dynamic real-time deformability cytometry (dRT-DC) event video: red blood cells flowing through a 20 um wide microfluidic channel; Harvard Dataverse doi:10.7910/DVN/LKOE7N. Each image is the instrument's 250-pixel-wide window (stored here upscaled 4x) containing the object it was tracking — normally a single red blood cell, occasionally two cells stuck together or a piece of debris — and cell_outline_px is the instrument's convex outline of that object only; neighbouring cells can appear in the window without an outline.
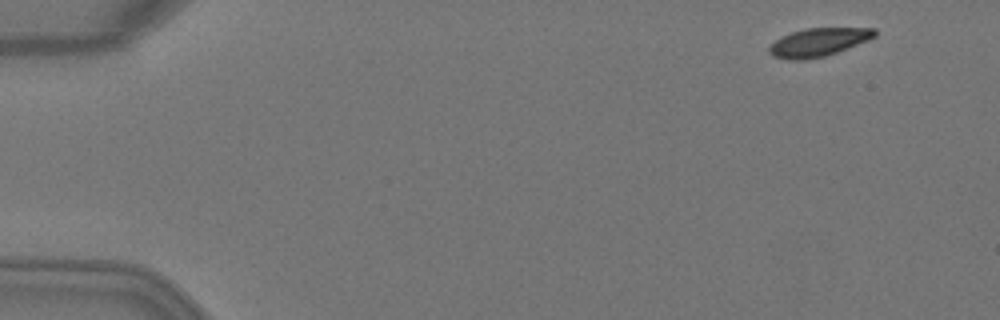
{"species": "Egyptian fruit bat (a non-hibernating species)", "species_latin": "Rousettus aegyptiacus", "temperature_condition": "warm", "stored_images_in_passage": 4, "camera_frame_rate_fps": 3000, "um_per_image_px": 0.085, "animal": {"sex": "female"}, "frame": {"image": 1, "passage_image": 1, "time_ms": 0.0, "image_size_px": [1000, 320], "cell_outline_px": [[876, 36], [868, 40], [836, 52], [824, 56], [804, 60], [788, 60], [772, 56], [768, 52], [768, 48], [776, 40], [792, 32], [804, 28], [876, 28]], "centroid_in_image_um": [69.55, 3.59], "position_along_channel_um": 15.4, "area_um2": 17.22}}